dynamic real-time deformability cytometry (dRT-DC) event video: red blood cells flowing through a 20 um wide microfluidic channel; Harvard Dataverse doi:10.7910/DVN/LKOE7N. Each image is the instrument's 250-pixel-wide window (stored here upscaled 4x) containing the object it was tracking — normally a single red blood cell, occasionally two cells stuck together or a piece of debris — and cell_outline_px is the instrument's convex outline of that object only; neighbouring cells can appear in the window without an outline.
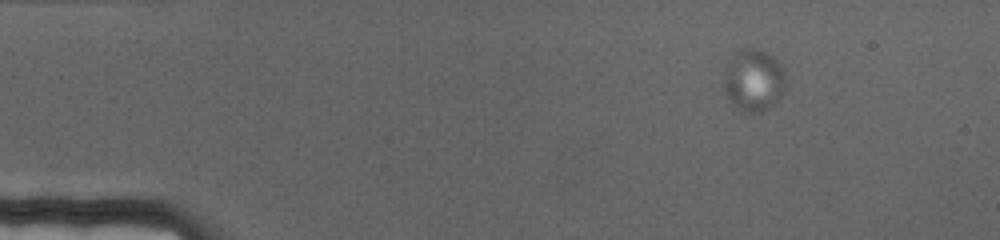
{"species": "human", "species_latin": "Homo sapiens", "temperature_condition": "cold", "stored_images_in_passage": 73, "camera_frame_rate_fps": 3000, "um_per_image_px": 0.085, "donor": {"sex": "female"}, "frame": {"image": 1, "passage_image": 11, "time_ms": 3.333, "image_size_px": [1000, 240], "cell_outline_px": [[784, 88], [780, 96], [768, 108], [760, 112], [748, 112], [736, 108], [724, 92], [724, 64], [736, 52], [744, 48], [752, 48], [764, 52], [772, 56], [784, 68]], "centroid_in_image_um": [64.01, 6.8], "position_along_channel_um": 21.0, "area_um2": 22.25}}
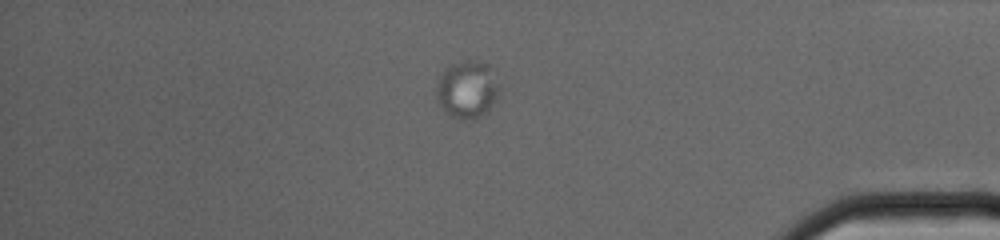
{"frame": {"image": 2, "passage_image": 63, "time_ms": 20.667, "image_size_px": [1000, 240], "cell_outline_px": [[500, 88], [496, 100], [488, 112], [476, 120], [460, 120], [444, 112], [440, 108], [436, 96], [436, 88], [440, 76], [444, 68], [448, 64], [464, 60], [476, 60], [488, 64]], "centroid_in_image_um": [39.7, 7.63], "position_along_channel_um": 395.5, "area_um2": 21.62}}
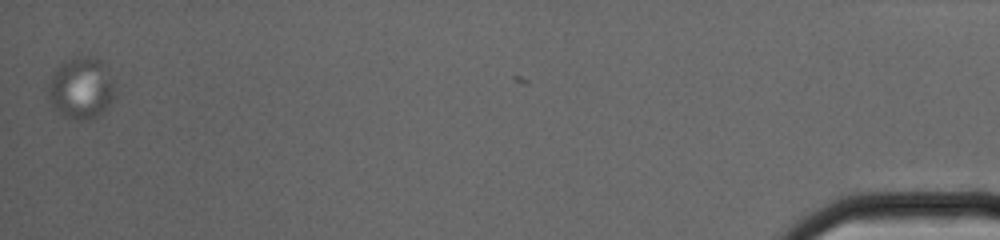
{"frame": {"image": 3, "passage_image": 73, "time_ms": 24.0, "image_size_px": [1000, 240], "cell_outline_px": [[112, 96], [108, 108], [88, 120], [76, 120], [64, 116], [52, 108], [48, 100], [48, 84], [56, 68], [60, 64], [76, 56], [92, 56], [104, 60], [112, 88]], "centroid_in_image_um": [6.84, 7.49], "position_along_channel_um": 428.4, "area_um2": 23.76}}